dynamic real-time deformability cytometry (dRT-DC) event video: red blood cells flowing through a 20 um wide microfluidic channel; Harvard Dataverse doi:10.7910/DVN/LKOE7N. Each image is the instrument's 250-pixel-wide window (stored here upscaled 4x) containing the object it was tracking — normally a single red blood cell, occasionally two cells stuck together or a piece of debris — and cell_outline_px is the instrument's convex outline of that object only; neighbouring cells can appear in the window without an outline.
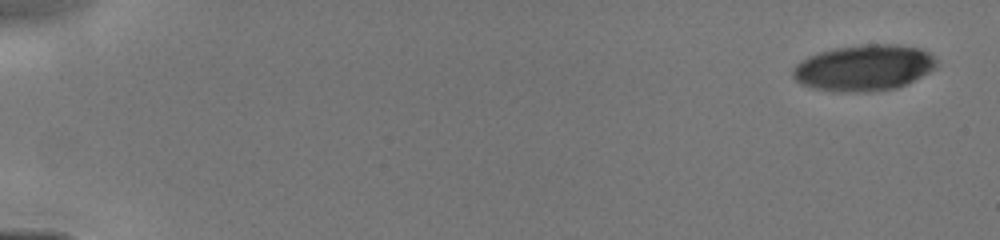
{"species": "human", "species_latin": "Homo sapiens", "temperature_condition": "cold", "stored_images_in_passage": 30, "camera_frame_rate_fps": 3000, "um_per_image_px": 0.085, "donor": {"sex": "male"}, "frame": {"image": 1, "passage_image": 1, "time_ms": 0.0, "image_size_px": [1000, 240], "cell_outline_px": [[936, 68], [908, 84], [896, 88], [868, 92], [836, 92], [812, 88], [800, 84], [792, 76], [792, 68], [800, 60], [808, 56], [832, 48], [868, 44], [896, 44], [920, 48], [928, 52], [936, 60]], "centroid_in_image_um": [73.41, 5.77], "position_along_channel_um": 11.6, "area_um2": 38.96}}
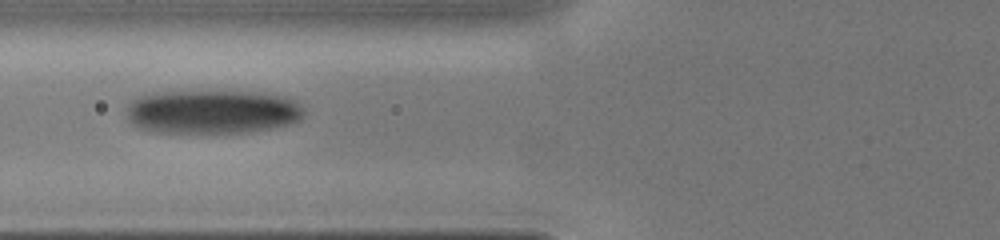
{"frame": {"image": 2, "passage_image": 23, "time_ms": 6.0, "image_size_px": [1000, 240], "cell_outline_px": [[304, 112], [300, 120], [288, 124], [252, 132], [148, 132], [136, 128], [124, 116], [128, 104], [136, 96], [156, 92], [264, 92], [288, 96], [296, 100], [300, 104]], "centroid_in_image_um": [18.01, 9.5], "position_along_channel_um": 107.8, "area_um2": 45.89}}
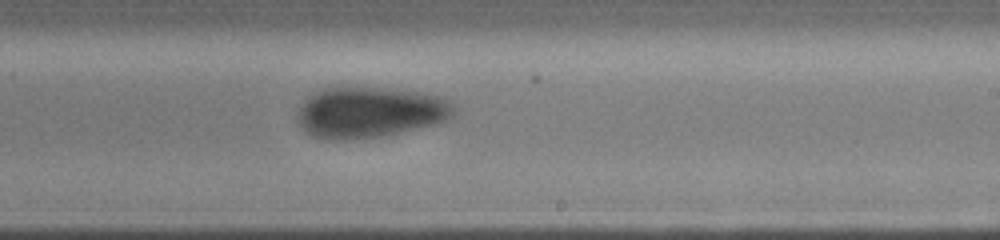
{"frame": {"image": 3, "passage_image": 30, "time_ms": 9.333, "image_size_px": [1000, 240], "cell_outline_px": [[456, 112], [452, 116], [444, 120], [432, 124], [380, 136], [344, 140], [336, 140], [312, 136], [300, 124], [300, 108], [308, 96], [320, 88], [380, 88], [416, 92], [440, 96], [448, 100], [456, 108]], "centroid_in_image_um": [31.44, 9.54], "position_along_channel_um": 257.6, "area_um2": 45.32}}